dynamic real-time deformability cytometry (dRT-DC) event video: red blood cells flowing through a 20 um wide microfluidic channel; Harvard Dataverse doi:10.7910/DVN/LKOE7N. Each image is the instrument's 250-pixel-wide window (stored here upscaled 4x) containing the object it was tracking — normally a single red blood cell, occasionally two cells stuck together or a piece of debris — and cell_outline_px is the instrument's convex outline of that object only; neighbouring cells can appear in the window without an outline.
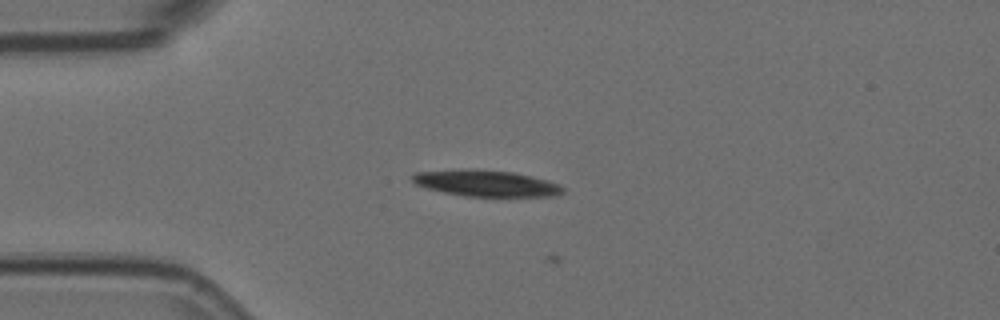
{"species": "Egyptian fruit bat (a non-hibernating species)", "species_latin": "Rousettus aegyptiacus", "temperature_condition": "room temperature", "stored_images_in_passage": 4, "camera_frame_rate_fps": 3000, "um_per_image_px": 0.085, "animal": {"sex": "female"}, "frame": {"image": 1, "passage_image": 3, "time_ms": 0.667, "image_size_px": [1000, 320], "cell_outline_px": [[564, 192], [556, 196], [464, 196], [444, 192], [428, 188], [416, 184], [412, 180], [412, 172], [468, 168], [476, 168], [512, 172], [532, 176], [548, 180], [560, 184], [564, 188]], "centroid_in_image_um": [41.32, 15.56], "position_along_channel_um": 43.7, "area_um2": 23.29}}